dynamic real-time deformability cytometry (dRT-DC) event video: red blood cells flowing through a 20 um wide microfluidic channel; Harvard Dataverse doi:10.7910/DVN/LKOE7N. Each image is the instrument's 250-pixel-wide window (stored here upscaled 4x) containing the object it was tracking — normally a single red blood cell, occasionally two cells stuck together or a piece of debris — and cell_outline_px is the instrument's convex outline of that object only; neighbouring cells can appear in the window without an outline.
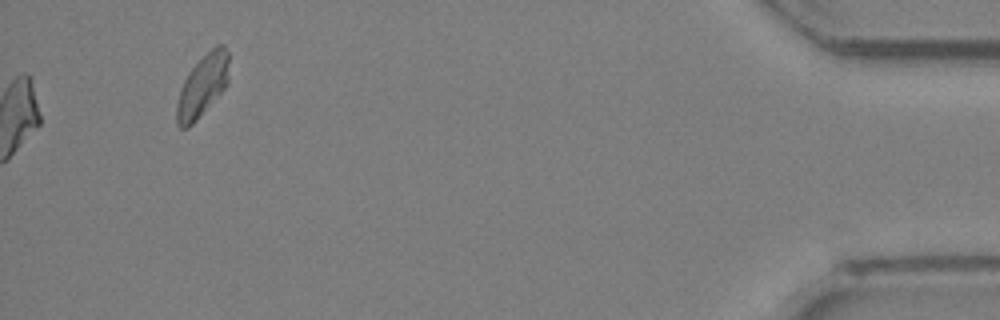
{"species": "Egyptian fruit bat (a non-hibernating species)", "species_latin": "Rousettus aegyptiacus", "temperature_condition": "room temperature", "stored_images_in_passage": 32, "camera_frame_rate_fps": 3000, "um_per_image_px": 0.085, "animal": {"sex": "female"}, "frame": {"image": 1, "passage_image": 32, "time_ms": 10.333, "image_size_px": [1000, 320], "cell_outline_px": [[228, 84], [196, 120], [188, 128], [180, 128], [176, 124], [176, 104], [184, 80], [188, 72], [216, 44], [224, 44], [228, 52]], "centroid_in_image_um": [17.21, 7.29], "position_along_channel_um": 418.0, "area_um2": 18.61}}